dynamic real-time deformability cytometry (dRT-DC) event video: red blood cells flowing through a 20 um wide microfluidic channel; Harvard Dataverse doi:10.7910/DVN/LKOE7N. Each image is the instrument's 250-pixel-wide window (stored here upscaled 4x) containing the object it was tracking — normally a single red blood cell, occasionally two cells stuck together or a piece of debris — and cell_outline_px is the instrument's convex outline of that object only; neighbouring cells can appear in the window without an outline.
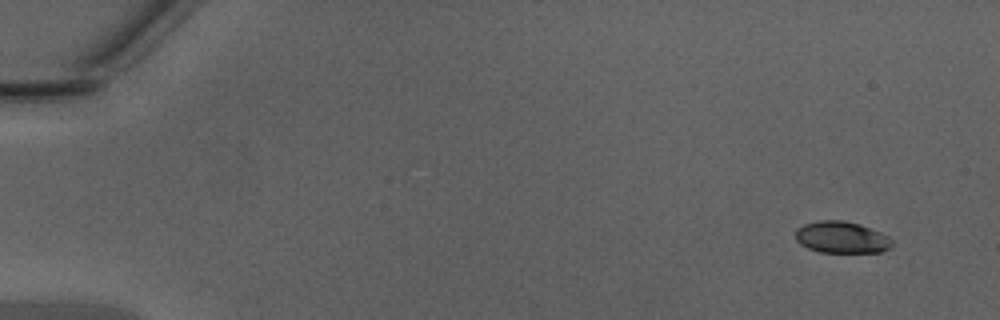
{"species": "Egyptian fruit bat (a non-hibernating species)", "species_latin": "Rousettus aegyptiacus", "temperature_condition": "warm", "stored_images_in_passage": 48, "camera_frame_rate_fps": 3000, "um_per_image_px": 0.085, "animal": {"sex": "male"}, "frame": {"image": 1, "passage_image": 3, "time_ms": 0.667, "image_size_px": [1000, 320], "cell_outline_px": [[892, 248], [880, 252], [820, 252], [808, 248], [800, 244], [796, 240], [796, 228], [804, 224], [816, 220], [844, 220], [860, 224], [880, 232], [888, 236], [892, 240]], "centroid_in_image_um": [71.53, 20.16], "position_along_channel_um": 13.5, "area_um2": 17.98}}
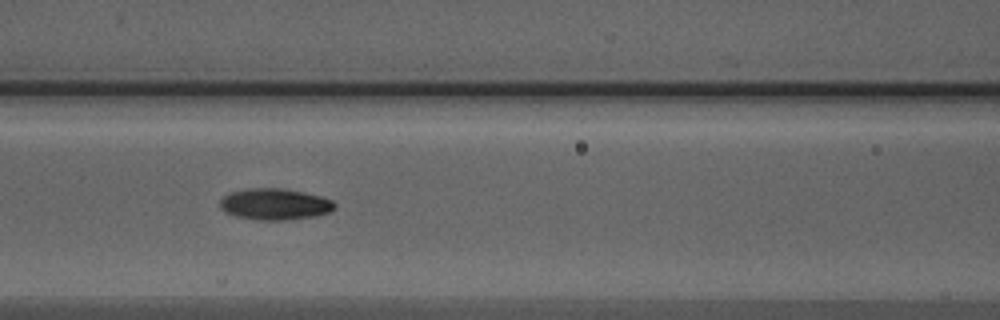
{"frame": {"image": 2, "passage_image": 22, "time_ms": 7.0, "image_size_px": [1000, 320], "cell_outline_px": [[336, 208], [332, 212], [316, 216], [280, 220], [260, 220], [236, 216], [224, 212], [220, 208], [220, 200], [224, 196], [232, 192], [248, 188], [280, 188], [304, 192], [320, 196], [332, 200], [336, 204]], "centroid_in_image_um": [23.38, 17.35], "position_along_channel_um": 143.2, "area_um2": 20.98}}
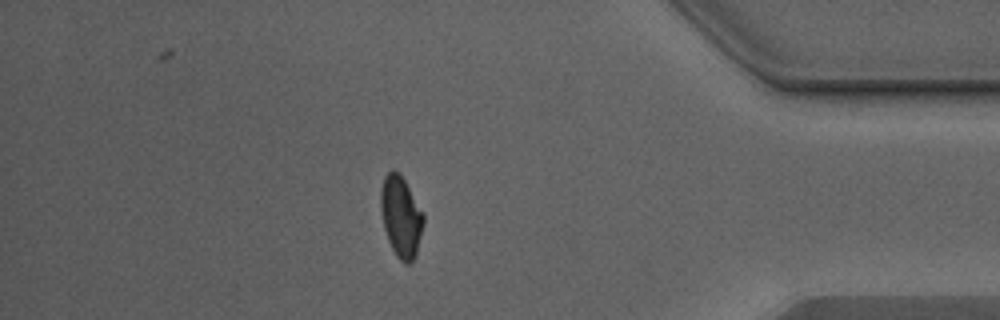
{"frame": {"image": 3, "passage_image": 42, "time_ms": 13.667, "image_size_px": [1000, 320], "cell_outline_px": [[424, 224], [416, 256], [408, 264], [404, 264], [396, 256], [388, 240], [384, 228], [380, 208], [380, 192], [384, 176], [392, 168], [400, 172], [424, 212]], "centroid_in_image_um": [34.09, 18.39], "position_along_channel_um": 401.1, "area_um2": 20.58}, "authors_computed_cell_mechanics": {"area_um2": 19.7676, "velocity_mm_per_s": 4.3559, "shape_relaxation_time_tau1_ms": 2.8678, "shape_relaxation_time_tau2_ms": 2.1603, "deformation_change_tau1": 0.1339, "deformation_change_tau2": 0.0735}}